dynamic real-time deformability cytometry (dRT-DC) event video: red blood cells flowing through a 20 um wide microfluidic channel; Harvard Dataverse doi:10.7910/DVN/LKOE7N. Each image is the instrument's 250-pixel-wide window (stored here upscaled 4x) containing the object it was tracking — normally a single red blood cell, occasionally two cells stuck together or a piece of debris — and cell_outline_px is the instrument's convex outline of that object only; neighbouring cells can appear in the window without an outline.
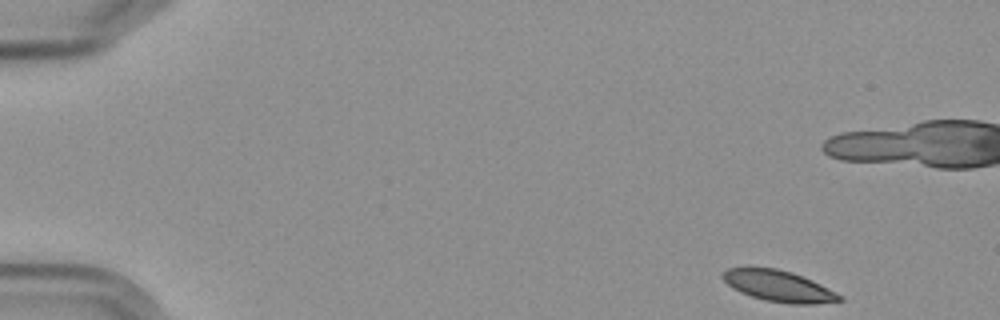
{"species": "Egyptian fruit bat (a non-hibernating species)", "species_latin": "Rousettus aegyptiacus", "temperature_condition": "cold", "stored_images_in_passage": 12, "camera_frame_rate_fps": 3000, "um_per_image_px": 0.085, "frame": {"image": 1, "passage_image": 1, "time_ms": 0.0, "image_size_px": [1000, 320], "cell_outline_px": [[844, 300], [816, 304], [788, 304], [764, 300], [740, 292], [732, 288], [720, 276], [728, 268], [776, 268], [792, 272], [812, 280], [844, 296]], "centroid_in_image_um": [66.22, 24.33], "position_along_channel_um": 18.8, "area_um2": 21.15}}